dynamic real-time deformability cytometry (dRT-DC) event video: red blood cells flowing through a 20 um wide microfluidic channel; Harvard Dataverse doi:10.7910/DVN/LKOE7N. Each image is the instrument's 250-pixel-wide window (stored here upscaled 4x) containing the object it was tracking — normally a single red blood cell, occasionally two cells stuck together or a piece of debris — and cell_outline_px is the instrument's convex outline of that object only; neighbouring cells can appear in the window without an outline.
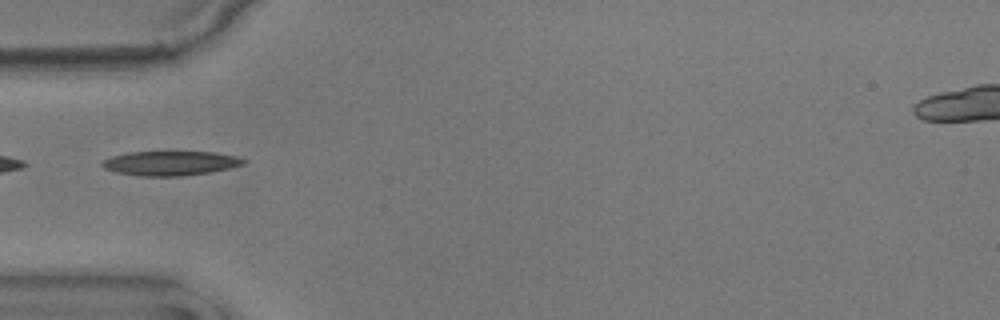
{"species": "common noctule bat (a hibernating species)", "species_latin": "Nyctalus noctula", "temperature_condition": "warm", "stored_images_in_passage": 15, "camera_frame_rate_fps": 3000, "um_per_image_px": 0.085, "animal": {"sex": "male", "body_mass_g": 17.9}, "frame": {"image": 1, "passage_image": 1, "time_ms": 0.0, "image_size_px": [1000, 320], "cell_outline_px": [[248, 160], [244, 164], [212, 172], [180, 176], [144, 176], [116, 172], [104, 168], [100, 164], [104, 160], [112, 156], [128, 152], [212, 152], [236, 156]], "centroid_in_image_um": [14.49, 13.87], "position_along_channel_um": 70.5, "area_um2": 20.0}}
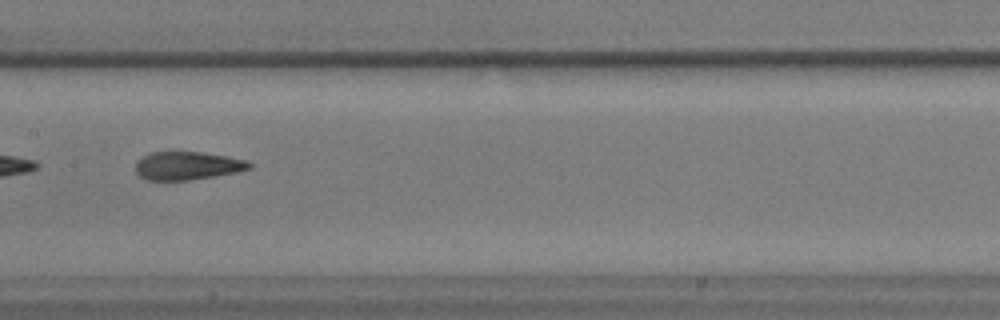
{"frame": {"image": 2, "passage_image": 11, "time_ms": 3.333, "image_size_px": [1000, 320], "cell_outline_px": [[252, 168], [236, 172], [188, 180], [148, 180], [140, 176], [136, 172], [136, 160], [148, 152], [200, 152], [228, 156], [248, 160], [252, 164]], "centroid_in_image_um": [15.92, 14.07], "position_along_channel_um": 191.5, "area_um2": 18.73}}